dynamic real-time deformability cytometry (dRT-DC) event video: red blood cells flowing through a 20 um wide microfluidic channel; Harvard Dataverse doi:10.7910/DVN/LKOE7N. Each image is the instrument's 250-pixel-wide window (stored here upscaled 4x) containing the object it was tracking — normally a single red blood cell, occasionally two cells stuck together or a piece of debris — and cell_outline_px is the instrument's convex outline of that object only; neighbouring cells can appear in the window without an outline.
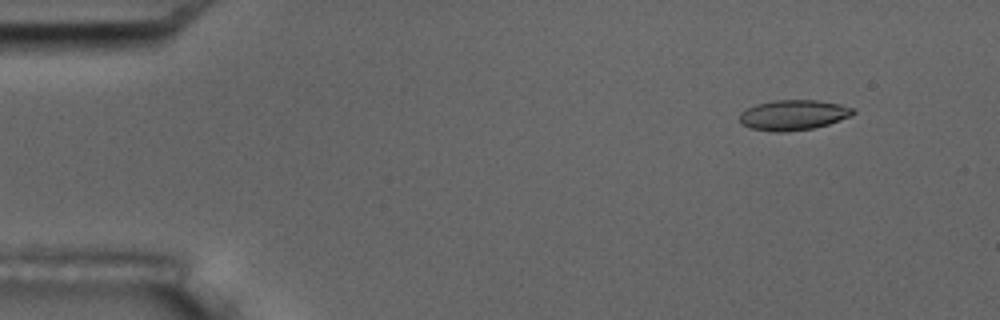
{"species": "common noctule bat (a hibernating species)", "species_latin": "Nyctalus noctula", "temperature_condition": "room temperature", "stored_images_in_passage": 4, "camera_frame_rate_fps": 3000, "um_per_image_px": 0.085, "animal": {"sex": "male", "body_mass_g": 17.5, "forearm_length_mm": 52.3}, "frame": {"image": 1, "passage_image": 2, "time_ms": 1.0, "image_size_px": [1000, 320], "cell_outline_px": [[856, 112], [848, 116], [828, 124], [812, 128], [788, 132], [772, 132], [752, 128], [740, 124], [740, 112], [756, 104], [776, 100], [816, 100], [840, 104], [856, 108]], "centroid_in_image_um": [67.42, 9.77], "position_along_channel_um": 17.6, "area_um2": 19.94}}
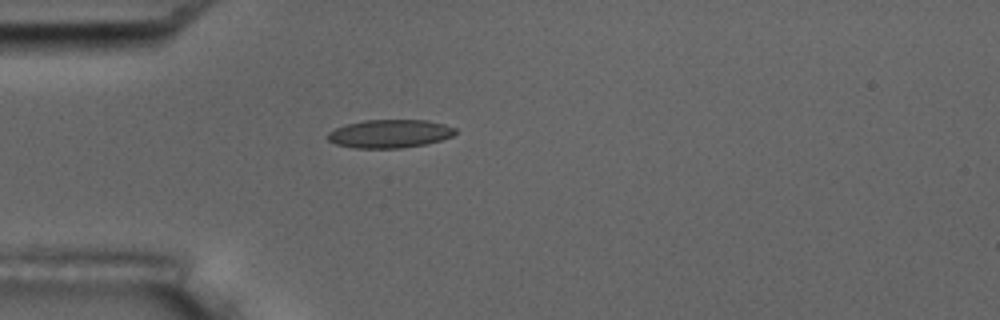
{"frame": {"image": 2, "passage_image": 4, "time_ms": 4.333, "image_size_px": [1000, 320], "cell_outline_px": [[456, 132], [452, 136], [440, 140], [424, 144], [400, 148], [356, 148], [336, 144], [328, 140], [328, 132], [336, 128], [348, 124], [364, 120], [428, 120], [444, 124], [456, 128]], "centroid_in_image_um": [33.14, 11.36], "position_along_channel_um": 51.9, "area_um2": 20.87}}